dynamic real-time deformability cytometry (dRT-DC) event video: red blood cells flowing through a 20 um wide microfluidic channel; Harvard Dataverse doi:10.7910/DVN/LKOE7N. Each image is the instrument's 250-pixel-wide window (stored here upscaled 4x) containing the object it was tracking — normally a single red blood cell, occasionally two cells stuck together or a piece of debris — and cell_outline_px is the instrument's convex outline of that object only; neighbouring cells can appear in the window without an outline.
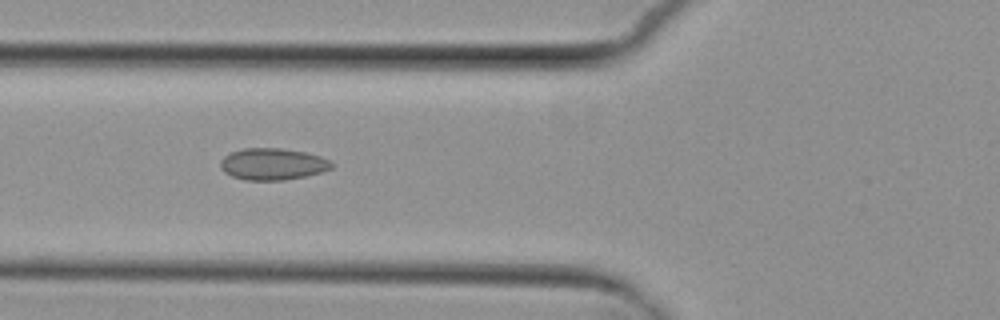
{"species": "common noctule bat (a hibernating species)", "species_latin": "Nyctalus noctula", "temperature_condition": "cold", "stored_images_in_passage": 6, "camera_frame_rate_fps": 3000, "um_per_image_px": 0.085, "animal": {"sex": "female", "body_mass_g": 29.2, "forearm_length_mm": 56.3}, "frame": {"image": 1, "passage_image": 6, "time_ms": 5.667, "image_size_px": [1000, 320], "cell_outline_px": [[336, 164], [332, 168], [320, 172], [304, 176], [284, 180], [244, 180], [232, 176], [224, 172], [220, 168], [220, 160], [224, 156], [232, 152], [244, 148], [280, 148], [304, 152], [320, 156]], "centroid_in_image_um": [23.16, 13.95], "position_along_channel_um": 102.6, "area_um2": 20.52}}